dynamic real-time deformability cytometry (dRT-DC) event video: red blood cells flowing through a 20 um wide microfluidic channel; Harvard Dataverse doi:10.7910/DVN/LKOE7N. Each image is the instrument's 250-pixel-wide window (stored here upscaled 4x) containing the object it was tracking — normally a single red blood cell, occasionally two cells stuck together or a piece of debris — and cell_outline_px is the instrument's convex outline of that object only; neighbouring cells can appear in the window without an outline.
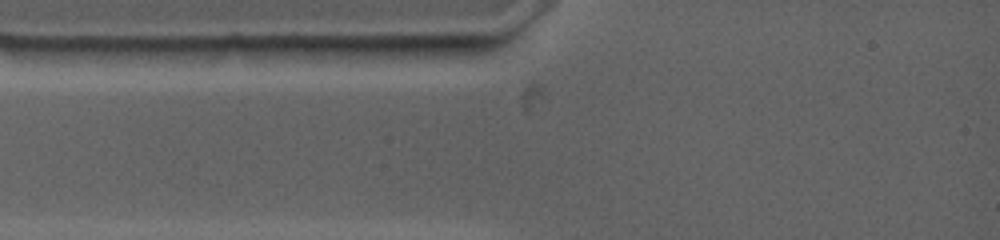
{"species": "common noctule bat (a hibernating species)", "species_latin": "Nyctalus noctula", "temperature_condition": "warm", "stored_images_in_passage": 5, "camera_frame_rate_fps": 4500, "um_per_image_px": 0.085, "animal": {"sex": "female", "body_mass_g": 19.0, "forearm_length_mm": 53.3}, "frame": {"image": 1, "passage_image": 4, "time_ms": 4.0, "image_size_px": [1000, 240], "cell_outline_px": [[448, 44], [432, 56], [312, 56], [304, 48], [384, 44]], "centroid_in_image_um": [32.14, 4.28], "position_along_channel_um": 52.9, "area_um2": 10.4}}